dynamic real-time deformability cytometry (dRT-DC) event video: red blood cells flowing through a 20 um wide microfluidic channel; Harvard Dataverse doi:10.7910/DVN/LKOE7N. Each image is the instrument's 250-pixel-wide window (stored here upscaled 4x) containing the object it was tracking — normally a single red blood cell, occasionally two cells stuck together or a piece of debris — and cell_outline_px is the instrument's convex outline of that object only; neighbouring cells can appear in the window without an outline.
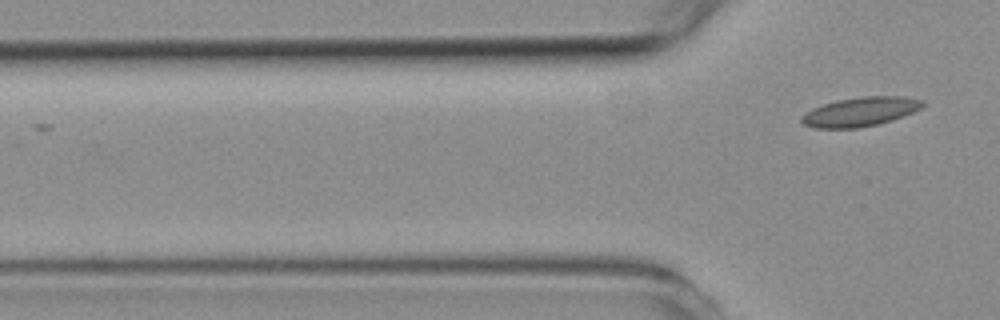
{"species": "common noctule bat (a hibernating species)", "species_latin": "Nyctalus noctula", "temperature_condition": "room temperature", "stored_images_in_passage": 2, "camera_frame_rate_fps": 3000, "um_per_image_px": 0.085, "animal": {"sex": "female", "body_mass_g": 19.3, "forearm_length_mm": 54.1}, "frame": {"image": 1, "passage_image": 2, "time_ms": 1.333, "image_size_px": [1000, 320], "cell_outline_px": [[924, 104], [920, 108], [912, 112], [892, 120], [876, 124], [856, 128], [816, 128], [804, 124], [800, 120], [800, 116], [812, 108], [836, 100], [860, 96], [904, 96], [924, 100]], "centroid_in_image_um": [73.1, 9.48], "position_along_channel_um": 52.7, "area_um2": 20.52}}